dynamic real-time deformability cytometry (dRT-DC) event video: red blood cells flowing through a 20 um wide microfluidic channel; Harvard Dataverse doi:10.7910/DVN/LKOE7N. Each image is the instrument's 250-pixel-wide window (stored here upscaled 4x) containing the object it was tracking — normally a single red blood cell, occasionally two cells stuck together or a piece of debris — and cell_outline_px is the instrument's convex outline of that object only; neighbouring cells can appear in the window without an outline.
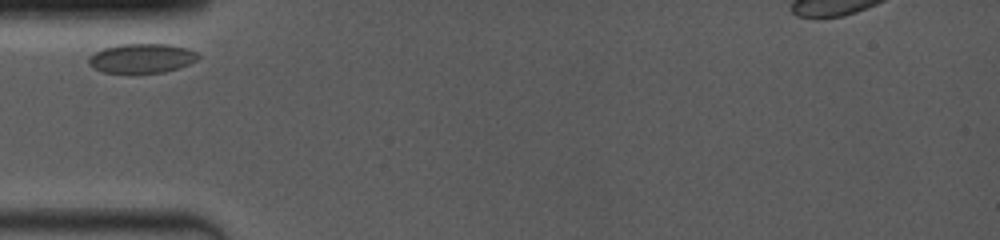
{"species": "common noctule bat (a hibernating species)", "species_latin": "Nyctalus noctula", "temperature_condition": "room temperature", "stored_images_in_passage": 32, "camera_frame_rate_fps": 4000, "um_per_image_px": 0.085, "animal": {"sex": "female", "body_mass_g": 19.0, "forearm_length_mm": 53.3}, "frame": {"image": 1, "passage_image": 1, "time_ms": 0.0, "image_size_px": [1000, 240], "cell_outline_px": [[200, 56], [196, 60], [188, 64], [164, 72], [104, 72], [92, 68], [88, 64], [88, 56], [104, 48], [120, 44], [168, 44], [184, 48], [196, 52]], "centroid_in_image_um": [12.0, 4.94], "position_along_channel_um": 73.0, "area_um2": 18.44}}
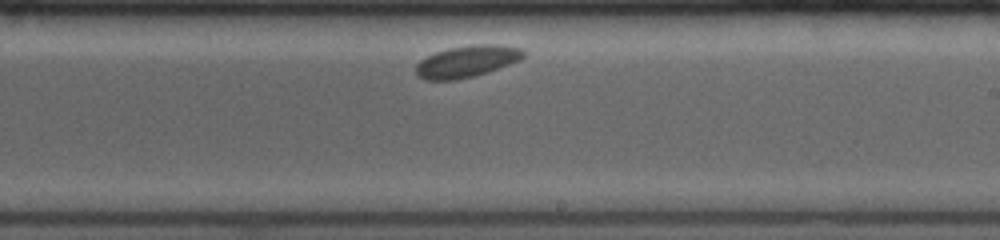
{"frame": {"image": 2, "passage_image": 19, "time_ms": 5.0, "image_size_px": [1000, 240], "cell_outline_px": [[524, 56], [520, 60], [472, 76], [456, 80], [424, 80], [416, 76], [416, 64], [420, 60], [436, 52], [448, 48], [472, 44], [500, 44], [520, 48], [524, 52]], "centroid_in_image_um": [39.64, 5.21], "position_along_channel_um": 249.4, "area_um2": 19.71}}
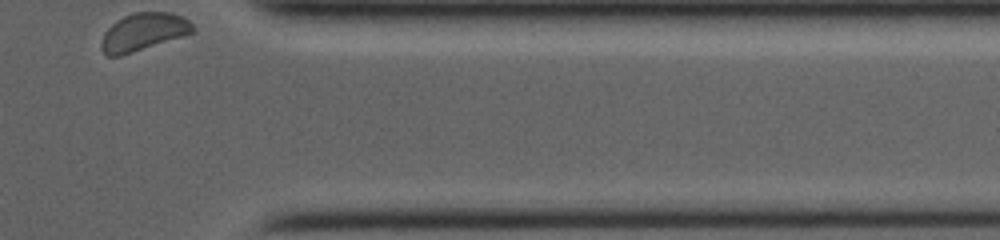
{"frame": {"image": 3, "passage_image": 32, "time_ms": 9.25, "image_size_px": [1000, 240], "cell_outline_px": [[196, 28], [192, 32], [120, 56], [108, 56], [100, 48], [100, 44], [104, 32], [116, 20], [124, 16], [136, 12], [172, 12], [188, 20]], "centroid_in_image_um": [12.14, 2.7], "position_along_channel_um": 399.3, "area_um2": 19.65}}